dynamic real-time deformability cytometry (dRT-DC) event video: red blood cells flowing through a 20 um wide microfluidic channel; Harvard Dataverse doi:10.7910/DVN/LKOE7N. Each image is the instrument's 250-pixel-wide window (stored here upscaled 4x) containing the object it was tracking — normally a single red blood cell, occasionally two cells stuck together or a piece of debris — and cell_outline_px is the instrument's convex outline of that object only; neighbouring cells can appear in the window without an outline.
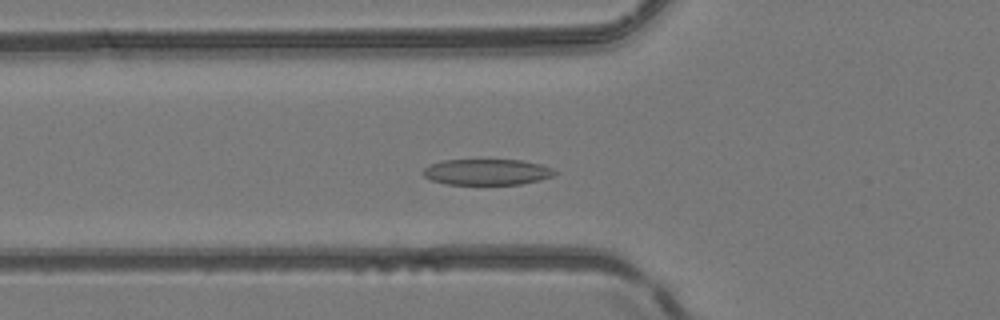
{"species": "common noctule bat (a hibernating species)", "species_latin": "Nyctalus noctula", "temperature_condition": "room temperature", "stored_images_in_passage": 40, "camera_frame_rate_fps": 3000, "um_per_image_px": 0.085, "animal": {"sex": "female", "body_mass_g": 24.6, "forearm_length_mm": 56.2}, "frame": {"image": 1, "passage_image": 14, "time_ms": 4.333, "image_size_px": [1000, 320], "cell_outline_px": [[560, 172], [552, 176], [540, 180], [520, 184], [444, 184], [432, 180], [424, 176], [420, 172], [428, 164], [444, 160], [520, 160], [540, 164], [552, 168]], "centroid_in_image_um": [41.37, 14.62], "position_along_channel_um": 84.4, "area_um2": 20.0}}
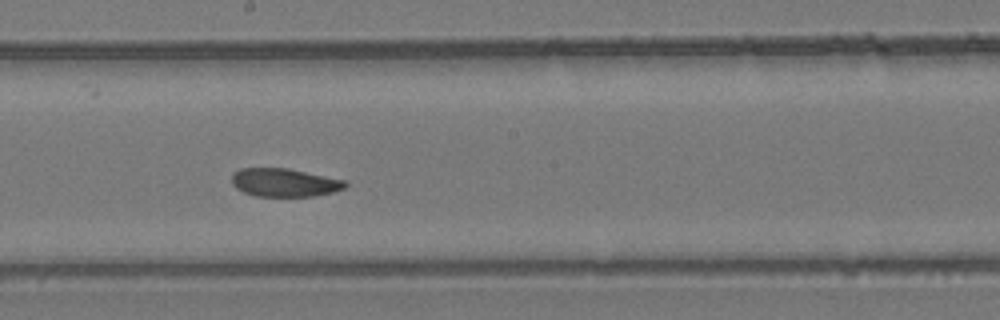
{"frame": {"image": 2, "passage_image": 24, "time_ms": 7.667, "image_size_px": [1000, 320], "cell_outline_px": [[348, 184], [344, 188], [332, 192], [312, 196], [256, 196], [244, 192], [236, 188], [232, 184], [232, 176], [240, 168], [288, 168], [348, 180]], "centroid_in_image_um": [24.21, 15.51], "position_along_channel_um": 224.0, "area_um2": 18.73}}
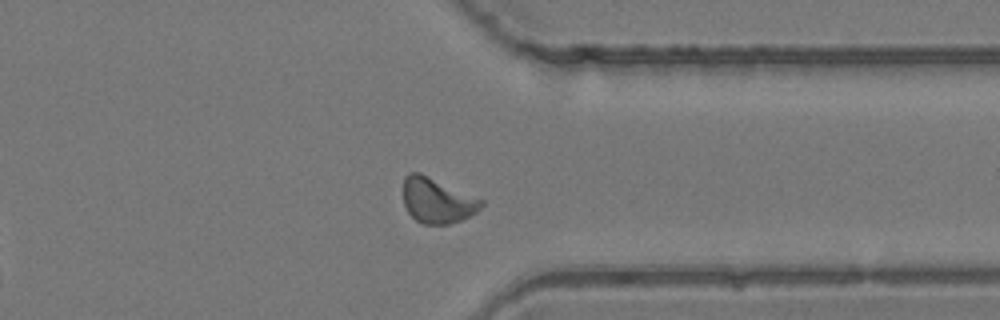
{"frame": {"image": 3, "passage_image": 35, "time_ms": 11.333, "image_size_px": [1000, 320], "cell_outline_px": [[484, 204], [476, 212], [460, 220], [448, 224], [424, 224], [416, 220], [408, 212], [404, 204], [404, 176], [408, 172], [420, 172], [484, 200]], "centroid_in_image_um": [37.15, 17.03], "position_along_channel_um": 374.3, "area_um2": 20.46}, "authors_computed_cell_mechanics": {"area_um2": 20.1722, "velocity_mm_per_s": 4.1715, "shape_relaxation_time_tau1_ms": 4.6341, "shape_relaxation_time_tau2_ms": 2.6933, "deformation_change_tau1": 0.1403, "deformation_change_tau2": 0.088}}